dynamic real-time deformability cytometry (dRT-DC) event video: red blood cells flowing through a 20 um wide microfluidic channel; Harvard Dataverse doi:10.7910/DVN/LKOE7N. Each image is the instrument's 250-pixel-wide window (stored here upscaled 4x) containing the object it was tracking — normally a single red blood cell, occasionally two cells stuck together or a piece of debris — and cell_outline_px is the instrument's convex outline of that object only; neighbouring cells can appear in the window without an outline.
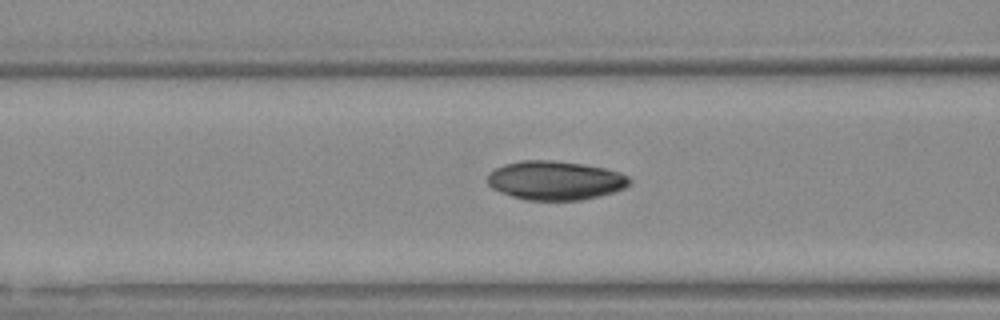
{"species": "Egyptian fruit bat (a non-hibernating species)", "species_latin": "Rousettus aegyptiacus", "temperature_condition": "warm", "stored_images_in_passage": 7, "camera_frame_rate_fps": 3000, "um_per_image_px": 0.085, "animal": {"sex": "female"}, "frame": {"image": 1, "passage_image": 5, "time_ms": 1.333, "image_size_px": [1000, 320], "cell_outline_px": [[632, 184], [624, 188], [612, 192], [580, 200], [524, 200], [500, 192], [492, 188], [488, 184], [488, 176], [496, 168], [504, 164], [520, 160], [552, 160], [584, 164], [604, 168], [620, 172], [628, 176], [632, 180]], "centroid_in_image_um": [47.21, 15.33], "position_along_channel_um": 119.4, "area_um2": 32.25}}